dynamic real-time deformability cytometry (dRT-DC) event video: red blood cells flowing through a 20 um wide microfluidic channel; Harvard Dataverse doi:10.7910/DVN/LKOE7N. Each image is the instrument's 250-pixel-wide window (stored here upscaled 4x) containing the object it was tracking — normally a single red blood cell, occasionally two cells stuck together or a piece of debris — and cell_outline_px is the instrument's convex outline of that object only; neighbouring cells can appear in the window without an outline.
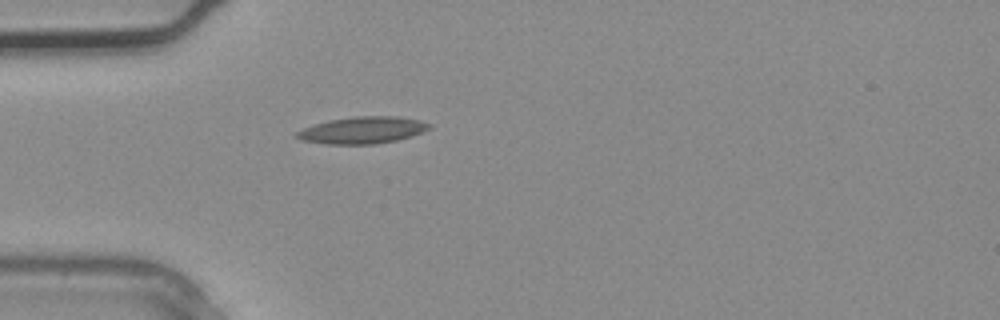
{"species": "common noctule bat (a hibernating species)", "species_latin": "Nyctalus noctula", "temperature_condition": "warm", "stored_images_in_passage": 3, "camera_frame_rate_fps": 3000, "um_per_image_px": 0.085, "animal": {"sex": "male", "body_mass_g": 20.4}, "frame": {"image": 1, "passage_image": 3, "time_ms": 0.667, "image_size_px": [1000, 320], "cell_outline_px": [[432, 128], [412, 136], [396, 140], [376, 144], [324, 144], [300, 140], [292, 136], [296, 132], [304, 128], [328, 120], [356, 116], [400, 116], [420, 120], [432, 124]], "centroid_in_image_um": [30.82, 11.06], "position_along_channel_um": 54.2, "area_um2": 20.98}}